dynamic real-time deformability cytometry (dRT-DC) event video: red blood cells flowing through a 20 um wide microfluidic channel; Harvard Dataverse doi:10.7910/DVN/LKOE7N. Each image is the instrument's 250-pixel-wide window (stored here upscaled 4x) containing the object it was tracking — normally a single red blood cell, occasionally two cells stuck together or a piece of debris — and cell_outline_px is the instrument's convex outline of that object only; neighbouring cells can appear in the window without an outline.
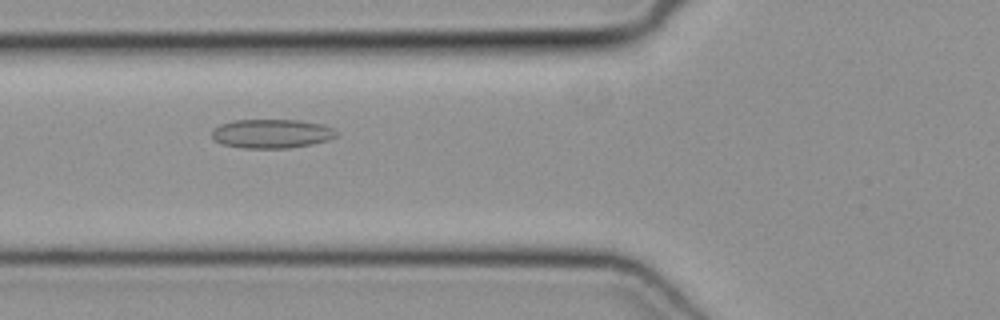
{"species": "common noctule bat (a hibernating species)", "species_latin": "Nyctalus noctula", "temperature_condition": "cold", "stored_images_in_passage": 29, "camera_frame_rate_fps": 3000, "um_per_image_px": 0.085, "animal": {"sex": "female", "body_mass_g": 19.3, "forearm_length_mm": 54.1}, "frame": {"image": 1, "passage_image": 5, "time_ms": 1.333, "image_size_px": [1000, 320], "cell_outline_px": [[340, 132], [336, 136], [328, 140], [312, 144], [288, 148], [244, 148], [224, 144], [216, 140], [212, 136], [212, 128], [220, 124], [232, 120], [300, 120], [324, 124]], "centroid_in_image_um": [23.12, 11.35], "position_along_channel_um": 102.7, "area_um2": 21.15}}
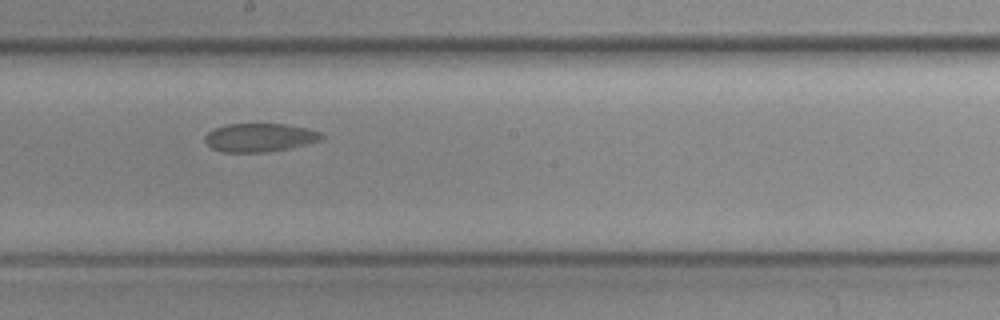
{"frame": {"image": 2, "passage_image": 14, "time_ms": 4.333, "image_size_px": [1000, 320], "cell_outline_px": [[324, 140], [292, 148], [272, 152], [220, 152], [212, 148], [204, 140], [204, 136], [208, 132], [216, 128], [228, 124], [284, 124], [308, 128], [320, 132], [324, 136]], "centroid_in_image_um": [22.12, 11.7], "position_along_channel_um": 226.1, "area_um2": 19.59}}
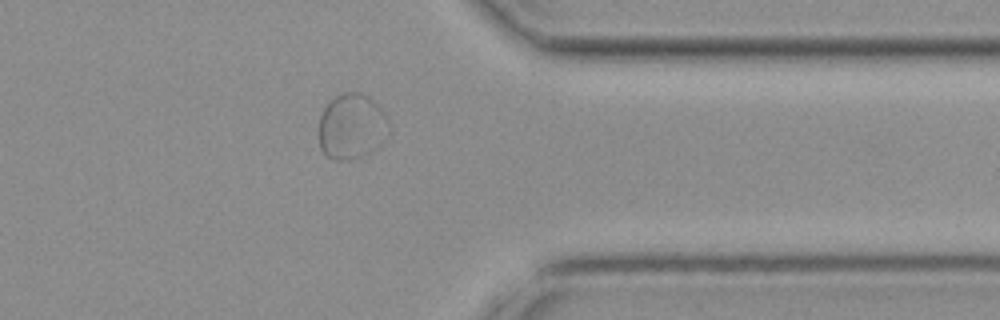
{"frame": {"image": 3, "passage_image": 26, "time_ms": 8.333, "image_size_px": [1000, 320], "cell_outline_px": [[388, 124], [368, 152], [360, 156], [340, 160], [332, 160], [324, 156], [320, 148], [316, 132], [320, 116], [328, 100], [344, 92], [360, 92], [368, 96], [384, 112], [388, 120]], "centroid_in_image_um": [29.73, 10.7], "position_along_channel_um": 381.7, "area_um2": 26.13}}